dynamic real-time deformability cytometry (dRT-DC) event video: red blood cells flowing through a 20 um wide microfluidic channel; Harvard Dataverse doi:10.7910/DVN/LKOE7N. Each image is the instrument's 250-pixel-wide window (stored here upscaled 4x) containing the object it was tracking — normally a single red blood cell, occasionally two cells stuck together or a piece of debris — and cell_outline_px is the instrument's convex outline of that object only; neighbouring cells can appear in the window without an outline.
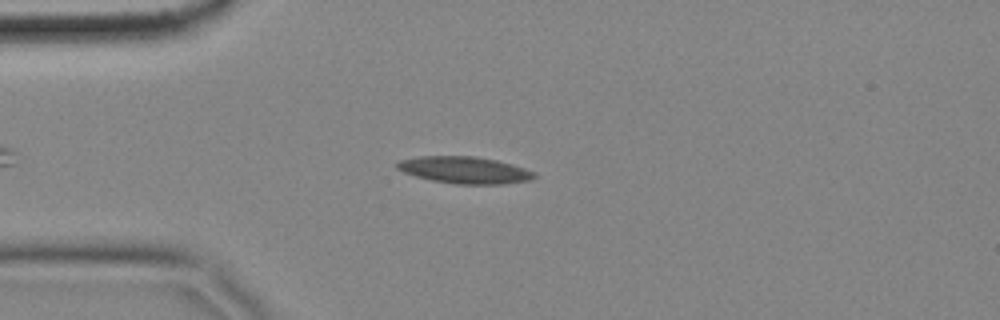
{"species": "common noctule bat (a hibernating species)", "species_latin": "Nyctalus noctula", "temperature_condition": "cold", "stored_images_in_passage": 47, "camera_frame_rate_fps": 3000, "um_per_image_px": 0.085, "animal": {"sex": "female", "body_mass_g": 18.4}, "frame": {"image": 1, "passage_image": 3, "time_ms": 0.667, "image_size_px": [1000, 320], "cell_outline_px": [[536, 176], [532, 180], [504, 184], [456, 184], [432, 180], [416, 176], [404, 172], [396, 168], [396, 164], [400, 160], [420, 156], [472, 156], [496, 160], [512, 164], [536, 172]], "centroid_in_image_um": [39.52, 14.46], "position_along_channel_um": 45.5, "area_um2": 21.44}}
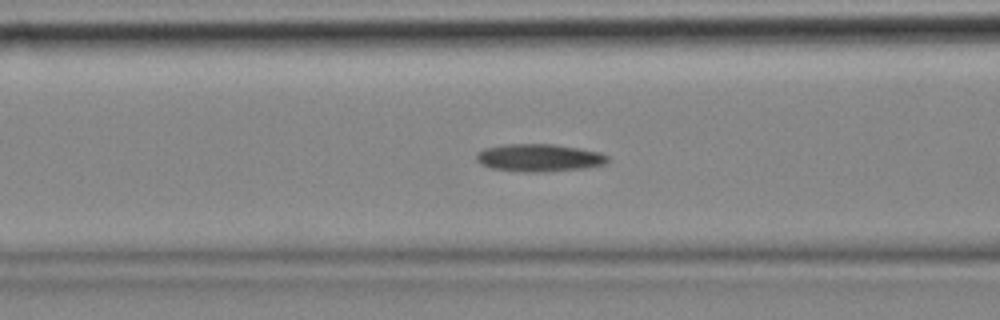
{"frame": {"image": 2, "passage_image": 11, "time_ms": 3.333, "image_size_px": [1000, 320], "cell_outline_px": [[608, 160], [604, 164], [588, 168], [544, 172], [520, 172], [492, 168], [480, 164], [476, 160], [476, 152], [484, 148], [504, 144], [552, 144], [600, 152], [608, 156]], "centroid_in_image_um": [45.79, 13.42], "position_along_channel_um": 120.8, "area_um2": 21.27}}
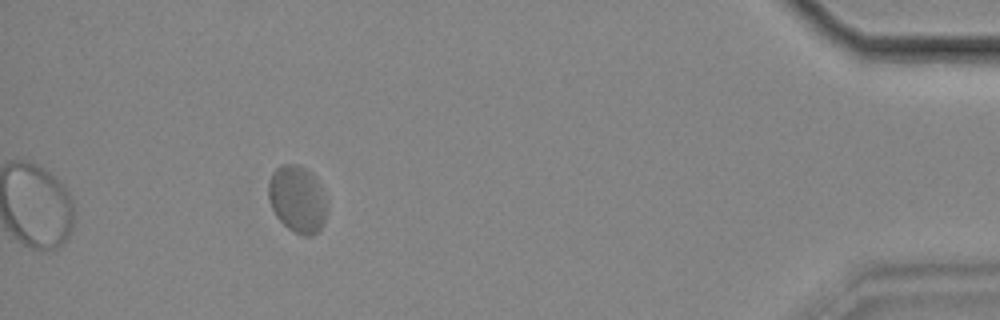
{"frame": {"image": 3, "passage_image": 42, "time_ms": 13.667, "image_size_px": [1000, 320], "cell_outline_px": [[328, 212], [320, 228], [316, 232], [308, 236], [304, 236], [288, 228], [276, 216], [268, 200], [268, 184], [272, 172], [276, 168], [284, 164], [296, 164], [312, 172], [316, 176], [328, 200]], "centroid_in_image_um": [25.3, 16.9], "position_along_channel_um": 409.9, "area_um2": 23.18}, "authors_computed_cell_mechanics": {"area_um2": 20.9814, "velocity_mm_per_s": 3.3881, "shape_relaxation_time_tau1_ms": null, "shape_relaxation_time_tau2_ms": 2.4643, "deformation_change_tau1": null, "deformation_change_tau2": 0.055}}